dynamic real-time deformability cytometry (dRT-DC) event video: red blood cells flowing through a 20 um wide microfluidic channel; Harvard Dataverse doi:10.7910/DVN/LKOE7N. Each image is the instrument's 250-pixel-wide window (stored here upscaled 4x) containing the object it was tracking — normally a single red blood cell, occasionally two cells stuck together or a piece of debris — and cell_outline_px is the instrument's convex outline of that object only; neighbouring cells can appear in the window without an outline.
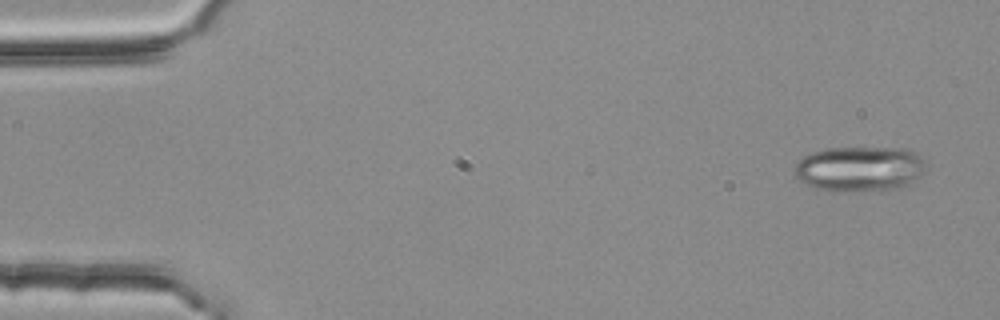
{"species": "common noctule bat (a hibernating species)", "species_latin": "Nyctalus noctula", "temperature_condition": "room temperature", "stored_images_in_passage": 5, "camera_frame_rate_fps": 3000, "um_per_image_px": 0.085, "animal": {"sex": "female", "body_mass_g": 25.1}, "frame": {"image": 1, "passage_image": 1, "time_ms": 0.0, "image_size_px": [1000, 320], "cell_outline_px": [[928, 164], [908, 184], [900, 188], [836, 192], [832, 192], [816, 188], [804, 184], [792, 172], [792, 168], [804, 156], [812, 152], [828, 148], [904, 148], [916, 152]], "centroid_in_image_um": [73.01, 14.35], "position_along_channel_um": 12.0, "area_um2": 34.56}}